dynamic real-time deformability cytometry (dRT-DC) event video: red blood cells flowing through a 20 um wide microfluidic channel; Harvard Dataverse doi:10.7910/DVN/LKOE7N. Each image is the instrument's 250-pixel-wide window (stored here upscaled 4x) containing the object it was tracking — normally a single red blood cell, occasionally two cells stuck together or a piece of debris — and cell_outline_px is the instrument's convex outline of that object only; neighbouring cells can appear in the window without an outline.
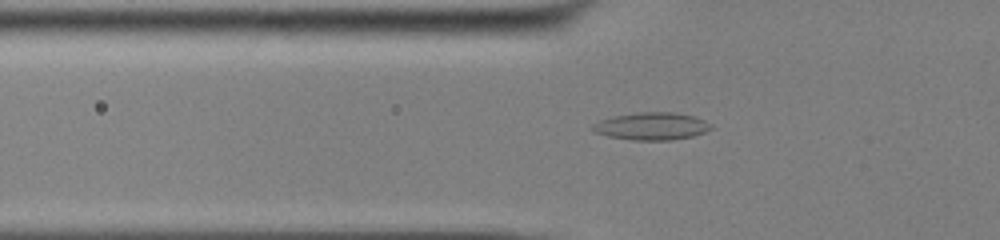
{"species": "common noctule bat (a hibernating species)", "species_latin": "Nyctalus noctula", "temperature_condition": "cold", "stored_images_in_passage": 44, "camera_frame_rate_fps": 3000, "um_per_image_px": 0.085, "animal": {"sex": "male", "body_mass_g": 13.0, "forearm_length_mm": 53.1}, "frame": {"image": 1, "passage_image": 10, "time_ms": 3.0, "image_size_px": [1000, 240], "cell_outline_px": [[716, 128], [692, 136], [672, 140], [632, 140], [608, 136], [596, 132], [592, 128], [592, 124], [600, 120], [612, 116], [636, 112], [676, 112], [696, 116], [712, 124]], "centroid_in_image_um": [55.44, 10.71], "position_along_channel_um": 70.4, "area_um2": 19.19}}
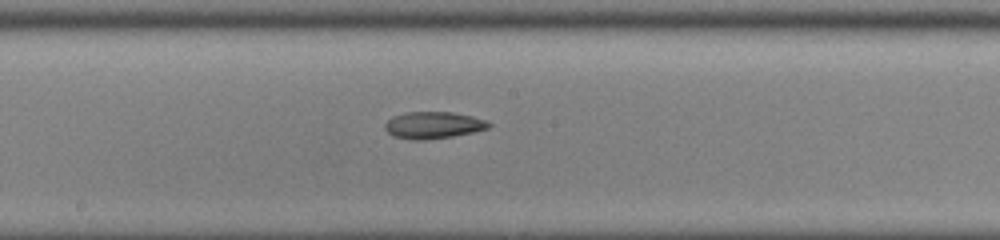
{"frame": {"image": 2, "passage_image": 21, "time_ms": 6.667, "image_size_px": [1000, 240], "cell_outline_px": [[492, 124], [488, 128], [472, 132], [452, 136], [424, 140], [412, 140], [392, 136], [384, 128], [384, 124], [392, 116], [404, 112], [452, 112], [472, 116], [484, 120]], "centroid_in_image_um": [36.78, 10.63], "position_along_channel_um": 211.4, "area_um2": 16.24}}
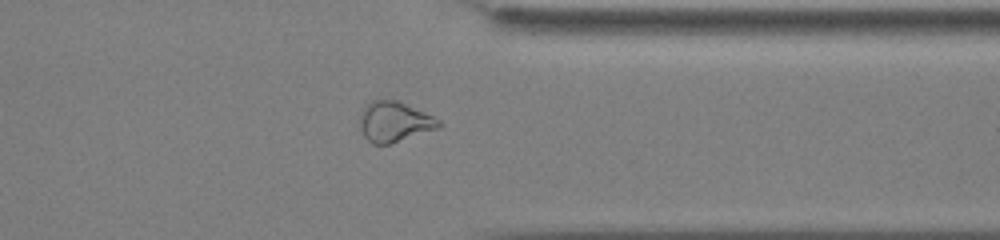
{"frame": {"image": 3, "passage_image": 34, "time_ms": 11.0, "image_size_px": [1000, 240], "cell_outline_px": [[440, 128], [388, 144], [372, 144], [364, 136], [360, 128], [360, 112], [372, 100], [396, 100], [432, 116], [440, 120]], "centroid_in_image_um": [33.5, 10.36], "position_along_channel_um": 377.9, "area_um2": 18.21}}